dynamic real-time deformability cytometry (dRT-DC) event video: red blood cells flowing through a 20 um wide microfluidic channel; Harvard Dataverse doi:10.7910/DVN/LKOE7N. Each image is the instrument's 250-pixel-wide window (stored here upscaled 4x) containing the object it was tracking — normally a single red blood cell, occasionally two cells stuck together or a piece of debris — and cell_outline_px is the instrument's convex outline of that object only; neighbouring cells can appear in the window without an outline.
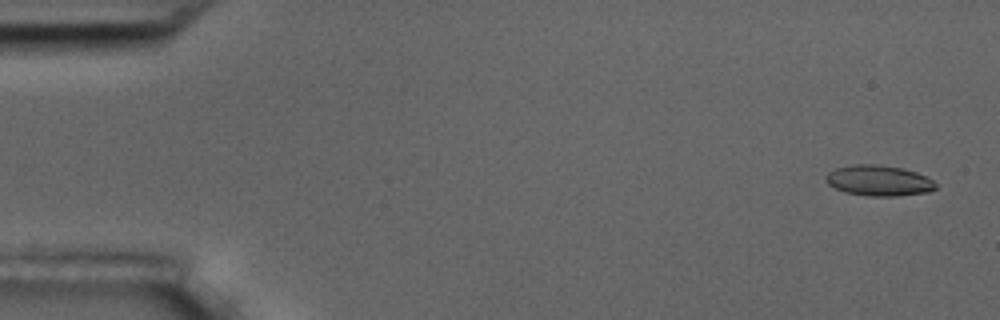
{"species": "common noctule bat (a hibernating species)", "species_latin": "Nyctalus noctula", "temperature_condition": "room temperature", "stored_images_in_passage": 9, "camera_frame_rate_fps": 3000, "um_per_image_px": 0.085, "animal": {"sex": "male", "body_mass_g": 17.5, "forearm_length_mm": 52.3}, "frame": {"image": 1, "passage_image": 1, "time_ms": 0.0, "image_size_px": [1000, 320], "cell_outline_px": [[936, 188], [928, 192], [896, 196], [868, 196], [844, 192], [828, 184], [824, 180], [824, 176], [828, 172], [836, 168], [852, 164], [876, 164], [904, 168], [916, 172], [932, 180], [936, 184]], "centroid_in_image_um": [74.66, 15.34], "position_along_channel_um": 10.3, "area_um2": 19.71}}
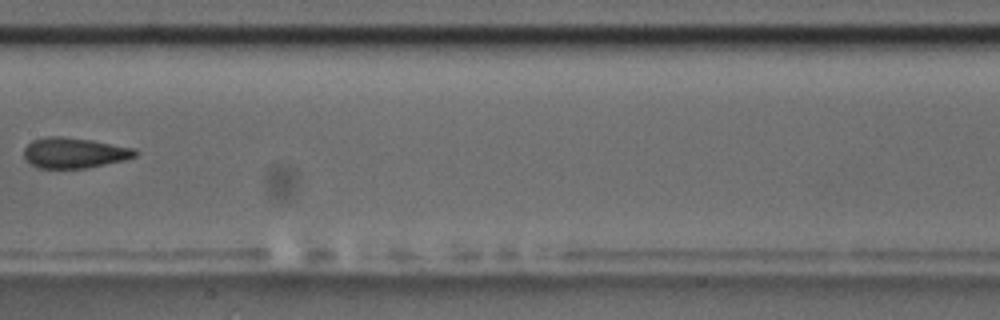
{"frame": {"image": 2, "passage_image": 8, "time_ms": 9.0, "image_size_px": [1000, 320], "cell_outline_px": [[140, 152], [136, 156], [124, 160], [88, 168], [40, 168], [32, 164], [24, 156], [24, 148], [32, 140], [48, 136], [60, 136], [92, 140], [136, 148]], "centroid_in_image_um": [6.36, 12.98], "position_along_channel_um": 201.0, "area_um2": 19.83}}
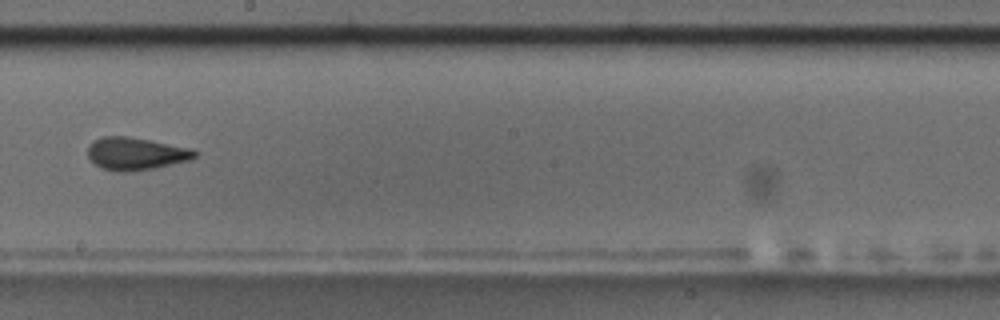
{"frame": {"image": 3, "passage_image": 9, "time_ms": 10.0, "image_size_px": [1000, 320], "cell_outline_px": [[200, 152], [192, 160], [156, 168], [124, 172], [120, 172], [100, 168], [88, 156], [88, 144], [92, 140], [104, 136], [128, 136], [192, 148]], "centroid_in_image_um": [11.57, 13.06], "position_along_channel_um": 236.6, "area_um2": 20.58}}